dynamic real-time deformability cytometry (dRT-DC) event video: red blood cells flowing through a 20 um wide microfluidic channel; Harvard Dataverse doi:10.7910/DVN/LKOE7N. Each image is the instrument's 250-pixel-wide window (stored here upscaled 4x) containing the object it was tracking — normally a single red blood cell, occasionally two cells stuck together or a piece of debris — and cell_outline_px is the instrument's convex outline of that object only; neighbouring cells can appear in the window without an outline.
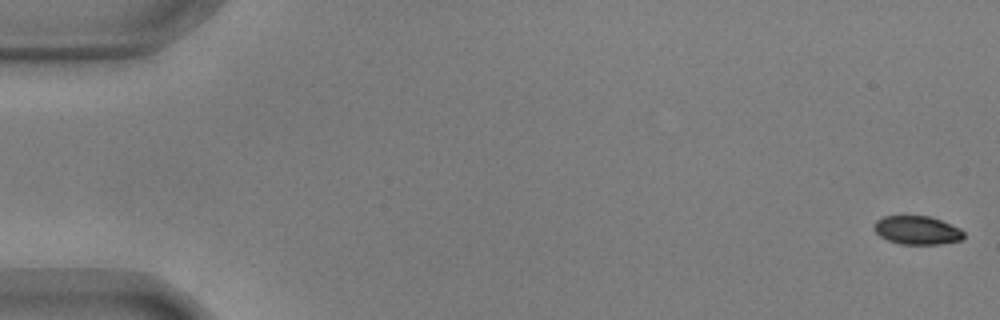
{"species": "common noctule bat (a hibernating species)", "species_latin": "Nyctalus noctula", "temperature_condition": "warm", "stored_images_in_passage": 56, "camera_frame_rate_fps": 3000, "um_per_image_px": 0.085, "animal": {"sex": "male", "body_mass_g": 17.9, "forearm_length_mm": 54.2}, "frame": {"image": 1, "passage_image": 1, "time_ms": 0.0, "image_size_px": [1000, 320], "cell_outline_px": [[964, 236], [960, 240], [940, 244], [900, 244], [888, 240], [880, 236], [872, 228], [872, 224], [876, 220], [884, 216], [928, 216], [940, 220], [960, 228], [964, 232]], "centroid_in_image_um": [77.92, 19.56], "position_along_channel_um": 7.1, "area_um2": 14.91}}
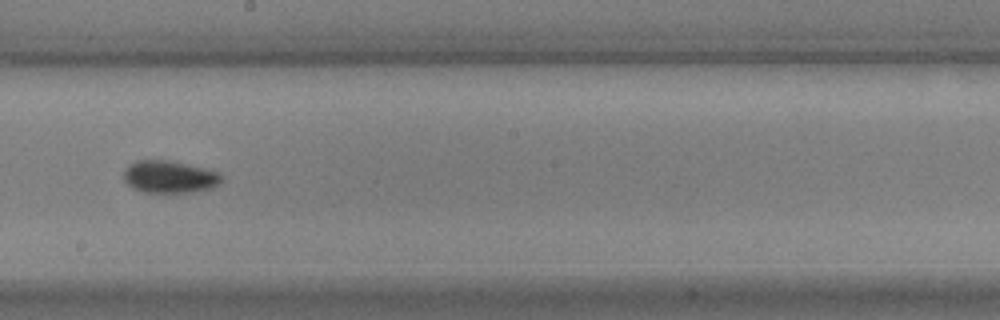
{"frame": {"image": 2, "passage_image": 32, "time_ms": 10.333, "image_size_px": [1000, 320], "cell_outline_px": [[224, 180], [220, 184], [212, 188], [192, 192], [140, 192], [132, 188], [124, 180], [124, 168], [128, 164], [136, 160], [168, 160], [208, 168], [220, 172], [224, 176]], "centroid_in_image_um": [14.45, 15.02], "position_along_channel_um": 233.8, "area_um2": 18.9}}
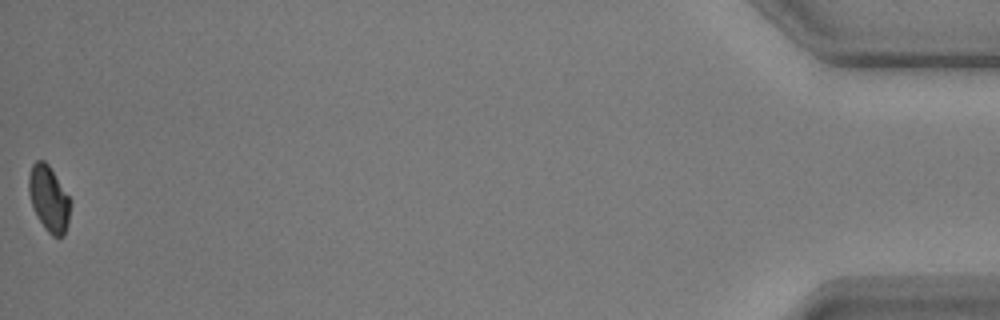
{"frame": {"image": 3, "passage_image": 56, "time_ms": 18.333, "image_size_px": [1000, 320], "cell_outline_px": [[72, 200], [68, 220], [64, 236], [52, 236], [44, 228], [32, 204], [28, 192], [28, 176], [32, 164], [36, 160], [44, 160], [48, 164]], "centroid_in_image_um": [4.16, 16.86], "position_along_channel_um": 431.0, "area_um2": 15.9}, "authors_computed_cell_mechanics": {"area_um2": 17.1377, "velocity_mm_per_s": 3.6376, "shape_relaxation_time_tau1_ms": 4.3347, "shape_relaxation_time_tau2_ms": null, "deformation_change_tau1": 0.1051, "deformation_change_tau2": null}}